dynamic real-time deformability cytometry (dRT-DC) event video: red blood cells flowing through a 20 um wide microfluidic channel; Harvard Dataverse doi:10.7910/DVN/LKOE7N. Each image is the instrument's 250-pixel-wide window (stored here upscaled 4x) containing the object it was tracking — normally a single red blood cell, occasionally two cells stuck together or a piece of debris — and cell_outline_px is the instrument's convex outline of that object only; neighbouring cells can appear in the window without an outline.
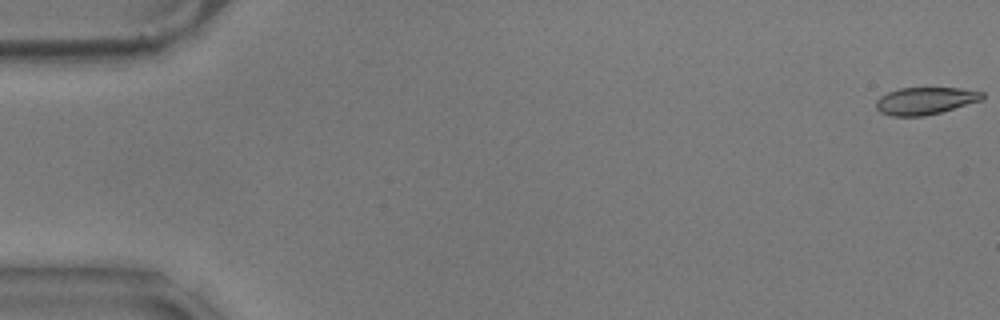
{"species": "common noctule bat (a hibernating species)", "species_latin": "Nyctalus noctula", "temperature_condition": "warm", "stored_images_in_passage": 19, "camera_frame_rate_fps": 3000, "um_per_image_px": 0.085, "animal": {"sex": "male", "body_mass_g": 17.9}, "frame": {"image": 1, "passage_image": 1, "time_ms": 0.0, "image_size_px": [1000, 320], "cell_outline_px": [[984, 96], [980, 100], [940, 112], [924, 116], [892, 116], [880, 112], [876, 108], [876, 100], [880, 96], [888, 92], [900, 88], [960, 88], [984, 92]], "centroid_in_image_um": [78.6, 8.56], "position_along_channel_um": 6.4, "area_um2": 16.7}}
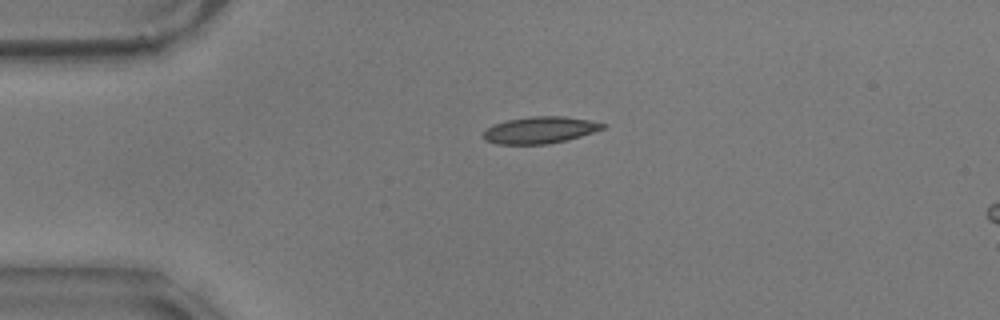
{"frame": {"image": 2, "passage_image": 14, "time_ms": 4.333, "image_size_px": [1000, 320], "cell_outline_px": [[604, 128], [568, 140], [548, 144], [496, 144], [484, 140], [480, 136], [484, 128], [492, 124], [508, 120], [532, 116], [564, 116], [588, 120], [604, 124]], "centroid_in_image_um": [45.78, 11.06], "position_along_channel_um": 39.2, "area_um2": 18.73}}